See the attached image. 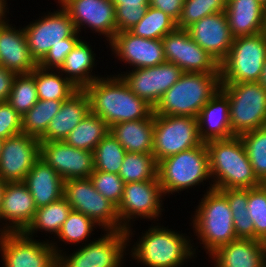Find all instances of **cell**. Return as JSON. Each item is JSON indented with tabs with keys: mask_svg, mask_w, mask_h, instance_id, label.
Segmentation results:
<instances>
[{
	"mask_svg": "<svg viewBox=\"0 0 266 267\" xmlns=\"http://www.w3.org/2000/svg\"><path fill=\"white\" fill-rule=\"evenodd\" d=\"M115 6L116 33L128 31L145 15L149 0H111Z\"/></svg>",
	"mask_w": 266,
	"mask_h": 267,
	"instance_id": "obj_43",
	"label": "cell"
},
{
	"mask_svg": "<svg viewBox=\"0 0 266 267\" xmlns=\"http://www.w3.org/2000/svg\"><path fill=\"white\" fill-rule=\"evenodd\" d=\"M15 26L10 20L0 25V65L16 74H28L38 63L30 53L23 26Z\"/></svg>",
	"mask_w": 266,
	"mask_h": 267,
	"instance_id": "obj_23",
	"label": "cell"
},
{
	"mask_svg": "<svg viewBox=\"0 0 266 267\" xmlns=\"http://www.w3.org/2000/svg\"><path fill=\"white\" fill-rule=\"evenodd\" d=\"M225 14L233 38L266 31L264 6L257 0H227Z\"/></svg>",
	"mask_w": 266,
	"mask_h": 267,
	"instance_id": "obj_28",
	"label": "cell"
},
{
	"mask_svg": "<svg viewBox=\"0 0 266 267\" xmlns=\"http://www.w3.org/2000/svg\"><path fill=\"white\" fill-rule=\"evenodd\" d=\"M257 179L266 184V126L240 135Z\"/></svg>",
	"mask_w": 266,
	"mask_h": 267,
	"instance_id": "obj_41",
	"label": "cell"
},
{
	"mask_svg": "<svg viewBox=\"0 0 266 267\" xmlns=\"http://www.w3.org/2000/svg\"><path fill=\"white\" fill-rule=\"evenodd\" d=\"M214 267H266L260 240L236 238L211 254Z\"/></svg>",
	"mask_w": 266,
	"mask_h": 267,
	"instance_id": "obj_27",
	"label": "cell"
},
{
	"mask_svg": "<svg viewBox=\"0 0 266 267\" xmlns=\"http://www.w3.org/2000/svg\"><path fill=\"white\" fill-rule=\"evenodd\" d=\"M16 73L0 65V102L8 99Z\"/></svg>",
	"mask_w": 266,
	"mask_h": 267,
	"instance_id": "obj_49",
	"label": "cell"
},
{
	"mask_svg": "<svg viewBox=\"0 0 266 267\" xmlns=\"http://www.w3.org/2000/svg\"><path fill=\"white\" fill-rule=\"evenodd\" d=\"M165 199L159 179L129 182L124 185L123 196L117 206V213L121 230H126L128 247L132 245L130 243L132 242L131 238H134L136 233L132 229L135 221L139 218L140 220L148 219L149 221L154 220L152 224H155L159 219L161 220Z\"/></svg>",
	"mask_w": 266,
	"mask_h": 267,
	"instance_id": "obj_8",
	"label": "cell"
},
{
	"mask_svg": "<svg viewBox=\"0 0 266 267\" xmlns=\"http://www.w3.org/2000/svg\"><path fill=\"white\" fill-rule=\"evenodd\" d=\"M98 226V224L83 213L72 210L55 238H58L59 242L71 244V246L73 244L74 246H77V244L80 246L81 242H83L81 245H84L91 241L89 238L95 234L93 232H95L94 230Z\"/></svg>",
	"mask_w": 266,
	"mask_h": 267,
	"instance_id": "obj_38",
	"label": "cell"
},
{
	"mask_svg": "<svg viewBox=\"0 0 266 267\" xmlns=\"http://www.w3.org/2000/svg\"><path fill=\"white\" fill-rule=\"evenodd\" d=\"M227 0H184L177 28L187 29L203 17L225 12Z\"/></svg>",
	"mask_w": 266,
	"mask_h": 267,
	"instance_id": "obj_42",
	"label": "cell"
},
{
	"mask_svg": "<svg viewBox=\"0 0 266 267\" xmlns=\"http://www.w3.org/2000/svg\"><path fill=\"white\" fill-rule=\"evenodd\" d=\"M38 100L34 75L16 74L7 102L22 117Z\"/></svg>",
	"mask_w": 266,
	"mask_h": 267,
	"instance_id": "obj_40",
	"label": "cell"
},
{
	"mask_svg": "<svg viewBox=\"0 0 266 267\" xmlns=\"http://www.w3.org/2000/svg\"><path fill=\"white\" fill-rule=\"evenodd\" d=\"M110 133V126L99 116L89 113L68 134L64 142L77 149L92 151Z\"/></svg>",
	"mask_w": 266,
	"mask_h": 267,
	"instance_id": "obj_33",
	"label": "cell"
},
{
	"mask_svg": "<svg viewBox=\"0 0 266 267\" xmlns=\"http://www.w3.org/2000/svg\"><path fill=\"white\" fill-rule=\"evenodd\" d=\"M55 1V0H54ZM67 11L79 34L91 33L106 37L108 44L116 34L115 6L111 0H56ZM81 32V33H80ZM100 34V35H99Z\"/></svg>",
	"mask_w": 266,
	"mask_h": 267,
	"instance_id": "obj_17",
	"label": "cell"
},
{
	"mask_svg": "<svg viewBox=\"0 0 266 267\" xmlns=\"http://www.w3.org/2000/svg\"><path fill=\"white\" fill-rule=\"evenodd\" d=\"M36 210L33 197L23 182H6L0 206V234L24 232Z\"/></svg>",
	"mask_w": 266,
	"mask_h": 267,
	"instance_id": "obj_21",
	"label": "cell"
},
{
	"mask_svg": "<svg viewBox=\"0 0 266 267\" xmlns=\"http://www.w3.org/2000/svg\"><path fill=\"white\" fill-rule=\"evenodd\" d=\"M83 90L89 98L90 112L110 127L120 122L146 119L153 113V107L135 95L115 73L96 79Z\"/></svg>",
	"mask_w": 266,
	"mask_h": 267,
	"instance_id": "obj_1",
	"label": "cell"
},
{
	"mask_svg": "<svg viewBox=\"0 0 266 267\" xmlns=\"http://www.w3.org/2000/svg\"><path fill=\"white\" fill-rule=\"evenodd\" d=\"M63 101L38 100L37 103L22 116V133L40 138L53 117L59 112Z\"/></svg>",
	"mask_w": 266,
	"mask_h": 267,
	"instance_id": "obj_36",
	"label": "cell"
},
{
	"mask_svg": "<svg viewBox=\"0 0 266 267\" xmlns=\"http://www.w3.org/2000/svg\"><path fill=\"white\" fill-rule=\"evenodd\" d=\"M176 28V22L171 17L149 6L143 18L128 31L138 37L161 40Z\"/></svg>",
	"mask_w": 266,
	"mask_h": 267,
	"instance_id": "obj_37",
	"label": "cell"
},
{
	"mask_svg": "<svg viewBox=\"0 0 266 267\" xmlns=\"http://www.w3.org/2000/svg\"><path fill=\"white\" fill-rule=\"evenodd\" d=\"M182 74L183 71L174 63L164 62L154 67L129 69L117 75L135 95L154 108Z\"/></svg>",
	"mask_w": 266,
	"mask_h": 267,
	"instance_id": "obj_16",
	"label": "cell"
},
{
	"mask_svg": "<svg viewBox=\"0 0 266 267\" xmlns=\"http://www.w3.org/2000/svg\"><path fill=\"white\" fill-rule=\"evenodd\" d=\"M247 209L254 224L255 240L266 235V184L248 189Z\"/></svg>",
	"mask_w": 266,
	"mask_h": 267,
	"instance_id": "obj_44",
	"label": "cell"
},
{
	"mask_svg": "<svg viewBox=\"0 0 266 267\" xmlns=\"http://www.w3.org/2000/svg\"><path fill=\"white\" fill-rule=\"evenodd\" d=\"M201 200V202H200ZM198 200L191 225L198 244L208 256L218 248L237 238L234 231L232 211L226 196L220 191L207 186L206 192Z\"/></svg>",
	"mask_w": 266,
	"mask_h": 267,
	"instance_id": "obj_4",
	"label": "cell"
},
{
	"mask_svg": "<svg viewBox=\"0 0 266 267\" xmlns=\"http://www.w3.org/2000/svg\"><path fill=\"white\" fill-rule=\"evenodd\" d=\"M31 73L35 77L39 100L66 101L79 90L59 70L54 71V69H44L37 66Z\"/></svg>",
	"mask_w": 266,
	"mask_h": 267,
	"instance_id": "obj_32",
	"label": "cell"
},
{
	"mask_svg": "<svg viewBox=\"0 0 266 267\" xmlns=\"http://www.w3.org/2000/svg\"><path fill=\"white\" fill-rule=\"evenodd\" d=\"M156 224L144 232L142 230L138 240L129 247L131 252L127 248L133 260L145 267H182L187 261L195 260L196 253L200 252L199 246L192 243L189 235Z\"/></svg>",
	"mask_w": 266,
	"mask_h": 267,
	"instance_id": "obj_2",
	"label": "cell"
},
{
	"mask_svg": "<svg viewBox=\"0 0 266 267\" xmlns=\"http://www.w3.org/2000/svg\"><path fill=\"white\" fill-rule=\"evenodd\" d=\"M37 240L23 232L0 234L2 267H57V254L49 240Z\"/></svg>",
	"mask_w": 266,
	"mask_h": 267,
	"instance_id": "obj_14",
	"label": "cell"
},
{
	"mask_svg": "<svg viewBox=\"0 0 266 267\" xmlns=\"http://www.w3.org/2000/svg\"><path fill=\"white\" fill-rule=\"evenodd\" d=\"M7 0H0V25L9 21V8ZM8 14V15H7Z\"/></svg>",
	"mask_w": 266,
	"mask_h": 267,
	"instance_id": "obj_50",
	"label": "cell"
},
{
	"mask_svg": "<svg viewBox=\"0 0 266 267\" xmlns=\"http://www.w3.org/2000/svg\"><path fill=\"white\" fill-rule=\"evenodd\" d=\"M264 25L266 28V6L264 7Z\"/></svg>",
	"mask_w": 266,
	"mask_h": 267,
	"instance_id": "obj_55",
	"label": "cell"
},
{
	"mask_svg": "<svg viewBox=\"0 0 266 267\" xmlns=\"http://www.w3.org/2000/svg\"><path fill=\"white\" fill-rule=\"evenodd\" d=\"M22 132V117L7 102H0V139Z\"/></svg>",
	"mask_w": 266,
	"mask_h": 267,
	"instance_id": "obj_47",
	"label": "cell"
},
{
	"mask_svg": "<svg viewBox=\"0 0 266 267\" xmlns=\"http://www.w3.org/2000/svg\"><path fill=\"white\" fill-rule=\"evenodd\" d=\"M220 87V73L183 72L179 80L161 97L153 113L197 118Z\"/></svg>",
	"mask_w": 266,
	"mask_h": 267,
	"instance_id": "obj_5",
	"label": "cell"
},
{
	"mask_svg": "<svg viewBox=\"0 0 266 267\" xmlns=\"http://www.w3.org/2000/svg\"><path fill=\"white\" fill-rule=\"evenodd\" d=\"M202 143L196 117L154 114L152 154L157 162Z\"/></svg>",
	"mask_w": 266,
	"mask_h": 267,
	"instance_id": "obj_11",
	"label": "cell"
},
{
	"mask_svg": "<svg viewBox=\"0 0 266 267\" xmlns=\"http://www.w3.org/2000/svg\"><path fill=\"white\" fill-rule=\"evenodd\" d=\"M229 112L228 96L220 89L201 109L197 117L199 135L204 143L234 137Z\"/></svg>",
	"mask_w": 266,
	"mask_h": 267,
	"instance_id": "obj_24",
	"label": "cell"
},
{
	"mask_svg": "<svg viewBox=\"0 0 266 267\" xmlns=\"http://www.w3.org/2000/svg\"><path fill=\"white\" fill-rule=\"evenodd\" d=\"M71 211L72 207L64 197L47 206L39 207L36 210L32 222L23 233L33 239L38 237L37 234L39 231H44V234H53L55 237L60 232L63 223L66 221Z\"/></svg>",
	"mask_w": 266,
	"mask_h": 267,
	"instance_id": "obj_31",
	"label": "cell"
},
{
	"mask_svg": "<svg viewBox=\"0 0 266 267\" xmlns=\"http://www.w3.org/2000/svg\"><path fill=\"white\" fill-rule=\"evenodd\" d=\"M220 191L226 196L232 211L234 231L237 238L255 240L254 224L247 209L248 189H221Z\"/></svg>",
	"mask_w": 266,
	"mask_h": 267,
	"instance_id": "obj_35",
	"label": "cell"
},
{
	"mask_svg": "<svg viewBox=\"0 0 266 267\" xmlns=\"http://www.w3.org/2000/svg\"><path fill=\"white\" fill-rule=\"evenodd\" d=\"M40 158L63 180L88 178L94 171L92 151L77 149L64 141L41 142Z\"/></svg>",
	"mask_w": 266,
	"mask_h": 267,
	"instance_id": "obj_20",
	"label": "cell"
},
{
	"mask_svg": "<svg viewBox=\"0 0 266 267\" xmlns=\"http://www.w3.org/2000/svg\"><path fill=\"white\" fill-rule=\"evenodd\" d=\"M94 188L116 207L121 202L124 190V181L118 174L94 170L89 177Z\"/></svg>",
	"mask_w": 266,
	"mask_h": 267,
	"instance_id": "obj_45",
	"label": "cell"
},
{
	"mask_svg": "<svg viewBox=\"0 0 266 267\" xmlns=\"http://www.w3.org/2000/svg\"><path fill=\"white\" fill-rule=\"evenodd\" d=\"M59 5L43 16L37 17L23 27L27 45L32 57L39 63L52 46L65 43V38H84L76 31L67 11Z\"/></svg>",
	"mask_w": 266,
	"mask_h": 267,
	"instance_id": "obj_13",
	"label": "cell"
},
{
	"mask_svg": "<svg viewBox=\"0 0 266 267\" xmlns=\"http://www.w3.org/2000/svg\"><path fill=\"white\" fill-rule=\"evenodd\" d=\"M108 44L115 59L129 64L128 69L154 67L166 62L160 39L142 38L122 31L117 32Z\"/></svg>",
	"mask_w": 266,
	"mask_h": 267,
	"instance_id": "obj_19",
	"label": "cell"
},
{
	"mask_svg": "<svg viewBox=\"0 0 266 267\" xmlns=\"http://www.w3.org/2000/svg\"><path fill=\"white\" fill-rule=\"evenodd\" d=\"M6 182L0 179V206H1V201H2V196H3V190L5 188Z\"/></svg>",
	"mask_w": 266,
	"mask_h": 267,
	"instance_id": "obj_53",
	"label": "cell"
},
{
	"mask_svg": "<svg viewBox=\"0 0 266 267\" xmlns=\"http://www.w3.org/2000/svg\"><path fill=\"white\" fill-rule=\"evenodd\" d=\"M154 113L146 119L125 121L110 127V134L126 152L152 154Z\"/></svg>",
	"mask_w": 266,
	"mask_h": 267,
	"instance_id": "obj_30",
	"label": "cell"
},
{
	"mask_svg": "<svg viewBox=\"0 0 266 267\" xmlns=\"http://www.w3.org/2000/svg\"><path fill=\"white\" fill-rule=\"evenodd\" d=\"M266 58V31L233 38L226 57L219 63L221 83L258 82Z\"/></svg>",
	"mask_w": 266,
	"mask_h": 267,
	"instance_id": "obj_9",
	"label": "cell"
},
{
	"mask_svg": "<svg viewBox=\"0 0 266 267\" xmlns=\"http://www.w3.org/2000/svg\"><path fill=\"white\" fill-rule=\"evenodd\" d=\"M126 150L109 133L93 150L94 170L118 174Z\"/></svg>",
	"mask_w": 266,
	"mask_h": 267,
	"instance_id": "obj_39",
	"label": "cell"
},
{
	"mask_svg": "<svg viewBox=\"0 0 266 267\" xmlns=\"http://www.w3.org/2000/svg\"><path fill=\"white\" fill-rule=\"evenodd\" d=\"M206 146L209 154L210 188L249 189L262 184L254 174L240 136L211 140L206 142Z\"/></svg>",
	"mask_w": 266,
	"mask_h": 267,
	"instance_id": "obj_3",
	"label": "cell"
},
{
	"mask_svg": "<svg viewBox=\"0 0 266 267\" xmlns=\"http://www.w3.org/2000/svg\"><path fill=\"white\" fill-rule=\"evenodd\" d=\"M89 111L88 95L83 89H79L68 100L63 101L59 112L39 138L40 142L64 141Z\"/></svg>",
	"mask_w": 266,
	"mask_h": 267,
	"instance_id": "obj_25",
	"label": "cell"
},
{
	"mask_svg": "<svg viewBox=\"0 0 266 267\" xmlns=\"http://www.w3.org/2000/svg\"><path fill=\"white\" fill-rule=\"evenodd\" d=\"M258 83L266 90V58L263 64L261 76Z\"/></svg>",
	"mask_w": 266,
	"mask_h": 267,
	"instance_id": "obj_51",
	"label": "cell"
},
{
	"mask_svg": "<svg viewBox=\"0 0 266 267\" xmlns=\"http://www.w3.org/2000/svg\"><path fill=\"white\" fill-rule=\"evenodd\" d=\"M184 0H149V6L162 10L176 23L180 17Z\"/></svg>",
	"mask_w": 266,
	"mask_h": 267,
	"instance_id": "obj_48",
	"label": "cell"
},
{
	"mask_svg": "<svg viewBox=\"0 0 266 267\" xmlns=\"http://www.w3.org/2000/svg\"><path fill=\"white\" fill-rule=\"evenodd\" d=\"M191 38L220 63L231 49L233 37L225 12L203 17L187 28Z\"/></svg>",
	"mask_w": 266,
	"mask_h": 267,
	"instance_id": "obj_22",
	"label": "cell"
},
{
	"mask_svg": "<svg viewBox=\"0 0 266 267\" xmlns=\"http://www.w3.org/2000/svg\"><path fill=\"white\" fill-rule=\"evenodd\" d=\"M90 42L81 39L73 50L66 56L63 64L58 69L61 74L69 79L76 87L83 89L86 85L93 83L103 75H93L96 68V53ZM95 67V68H94Z\"/></svg>",
	"mask_w": 266,
	"mask_h": 267,
	"instance_id": "obj_29",
	"label": "cell"
},
{
	"mask_svg": "<svg viewBox=\"0 0 266 267\" xmlns=\"http://www.w3.org/2000/svg\"><path fill=\"white\" fill-rule=\"evenodd\" d=\"M158 179L165 197L211 181L206 143L159 161Z\"/></svg>",
	"mask_w": 266,
	"mask_h": 267,
	"instance_id": "obj_7",
	"label": "cell"
},
{
	"mask_svg": "<svg viewBox=\"0 0 266 267\" xmlns=\"http://www.w3.org/2000/svg\"><path fill=\"white\" fill-rule=\"evenodd\" d=\"M118 175L125 184L158 179V162L153 154L126 152Z\"/></svg>",
	"mask_w": 266,
	"mask_h": 267,
	"instance_id": "obj_34",
	"label": "cell"
},
{
	"mask_svg": "<svg viewBox=\"0 0 266 267\" xmlns=\"http://www.w3.org/2000/svg\"><path fill=\"white\" fill-rule=\"evenodd\" d=\"M23 183L30 191L37 209L63 197V178L41 158L26 174Z\"/></svg>",
	"mask_w": 266,
	"mask_h": 267,
	"instance_id": "obj_26",
	"label": "cell"
},
{
	"mask_svg": "<svg viewBox=\"0 0 266 267\" xmlns=\"http://www.w3.org/2000/svg\"><path fill=\"white\" fill-rule=\"evenodd\" d=\"M63 197L72 210L91 218L102 231L121 230L117 207L94 188L89 177L65 180Z\"/></svg>",
	"mask_w": 266,
	"mask_h": 267,
	"instance_id": "obj_12",
	"label": "cell"
},
{
	"mask_svg": "<svg viewBox=\"0 0 266 267\" xmlns=\"http://www.w3.org/2000/svg\"><path fill=\"white\" fill-rule=\"evenodd\" d=\"M264 258L266 260V235L260 239Z\"/></svg>",
	"mask_w": 266,
	"mask_h": 267,
	"instance_id": "obj_52",
	"label": "cell"
},
{
	"mask_svg": "<svg viewBox=\"0 0 266 267\" xmlns=\"http://www.w3.org/2000/svg\"><path fill=\"white\" fill-rule=\"evenodd\" d=\"M82 38H65V43L52 46L45 57L38 63L44 69L58 70L63 64L66 56L73 50Z\"/></svg>",
	"mask_w": 266,
	"mask_h": 267,
	"instance_id": "obj_46",
	"label": "cell"
},
{
	"mask_svg": "<svg viewBox=\"0 0 266 267\" xmlns=\"http://www.w3.org/2000/svg\"><path fill=\"white\" fill-rule=\"evenodd\" d=\"M262 6H266V0H257Z\"/></svg>",
	"mask_w": 266,
	"mask_h": 267,
	"instance_id": "obj_54",
	"label": "cell"
},
{
	"mask_svg": "<svg viewBox=\"0 0 266 267\" xmlns=\"http://www.w3.org/2000/svg\"><path fill=\"white\" fill-rule=\"evenodd\" d=\"M161 41L166 62L174 63L183 72L220 73L219 63L191 38L187 29L176 28Z\"/></svg>",
	"mask_w": 266,
	"mask_h": 267,
	"instance_id": "obj_15",
	"label": "cell"
},
{
	"mask_svg": "<svg viewBox=\"0 0 266 267\" xmlns=\"http://www.w3.org/2000/svg\"><path fill=\"white\" fill-rule=\"evenodd\" d=\"M40 140L19 133L5 139L0 154V179L23 182L26 174L40 159Z\"/></svg>",
	"mask_w": 266,
	"mask_h": 267,
	"instance_id": "obj_18",
	"label": "cell"
},
{
	"mask_svg": "<svg viewBox=\"0 0 266 267\" xmlns=\"http://www.w3.org/2000/svg\"><path fill=\"white\" fill-rule=\"evenodd\" d=\"M102 233L104 234L99 238H93L89 243L80 245L70 254L58 247L62 244L52 237L49 242L57 254V267H122L126 262L124 256L128 255L126 230Z\"/></svg>",
	"mask_w": 266,
	"mask_h": 267,
	"instance_id": "obj_6",
	"label": "cell"
},
{
	"mask_svg": "<svg viewBox=\"0 0 266 267\" xmlns=\"http://www.w3.org/2000/svg\"><path fill=\"white\" fill-rule=\"evenodd\" d=\"M3 142H4V140L0 139V154H1V151H2Z\"/></svg>",
	"mask_w": 266,
	"mask_h": 267,
	"instance_id": "obj_56",
	"label": "cell"
},
{
	"mask_svg": "<svg viewBox=\"0 0 266 267\" xmlns=\"http://www.w3.org/2000/svg\"><path fill=\"white\" fill-rule=\"evenodd\" d=\"M230 103L234 136L266 126V90L258 82L221 83Z\"/></svg>",
	"mask_w": 266,
	"mask_h": 267,
	"instance_id": "obj_10",
	"label": "cell"
}]
</instances>
